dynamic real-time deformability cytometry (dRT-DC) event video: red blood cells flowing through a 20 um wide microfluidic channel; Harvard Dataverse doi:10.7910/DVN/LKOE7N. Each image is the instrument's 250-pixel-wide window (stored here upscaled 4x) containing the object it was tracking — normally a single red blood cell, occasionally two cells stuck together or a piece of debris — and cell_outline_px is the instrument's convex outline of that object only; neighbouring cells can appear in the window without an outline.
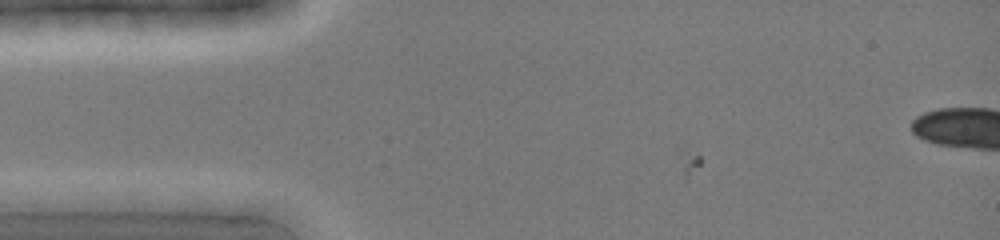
{"species": "common noctule bat (a hibernating species)", "species_latin": "Nyctalus noctula", "temperature_condition": "cold", "stored_images_in_passage": 9, "camera_frame_rate_fps": 3000, "um_per_image_px": 0.085, "animal": {"sex": "female", "body_mass_g": 19.0, "forearm_length_mm": 51.5}, "frame": {"image": 1, "passage_image": 9, "time_ms": 2.667, "image_size_px": [1000, 240], "cell_outline_px": [[160, 200], [128, 212], [76, 212], [64, 200], [84, 192], [140, 192]], "centroid_in_image_um": [9.29, 17.15], "position_along_channel_um": 75.7, "area_um2": 10.81}}